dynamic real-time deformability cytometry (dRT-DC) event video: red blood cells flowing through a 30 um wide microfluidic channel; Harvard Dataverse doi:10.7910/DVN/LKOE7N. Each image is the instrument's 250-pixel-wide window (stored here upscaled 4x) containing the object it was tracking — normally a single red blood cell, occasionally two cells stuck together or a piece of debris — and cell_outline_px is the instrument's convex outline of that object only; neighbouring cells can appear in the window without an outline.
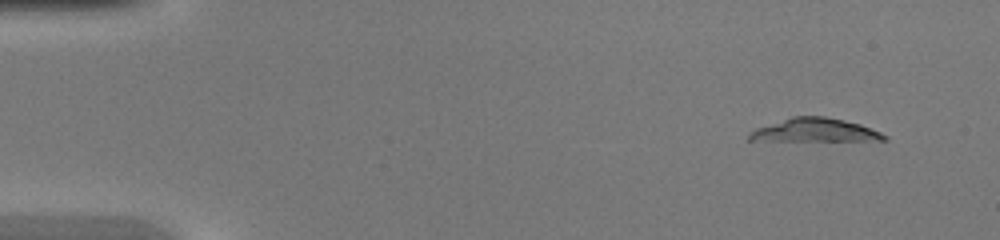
{"species": "common noctule bat (a hibernating species)", "species_latin": "Nyctalus noctula", "temperature_condition": "warm", "stored_images_in_passage": 10, "segment_of_instrument_passage": [2, 2], "camera_frame_rate_fps": 3000, "um_per_image_px": 0.085, "animal": {"sex": "female", "body_mass_g": 20.0, "forearm_length_mm": 54.0}, "frame": {"image": 1, "passage_image": 10, "time_ms": 3.0, "image_size_px": [1000, 240], "cell_outline_px": [[888, 140], [748, 140], [748, 136], [756, 128], [792, 116], [824, 116], [844, 120], [860, 124], [880, 132], [888, 136]], "centroid_in_image_um": [69.29, 11.06], "position_along_channel_um": 15.7, "area_um2": 18.03}}